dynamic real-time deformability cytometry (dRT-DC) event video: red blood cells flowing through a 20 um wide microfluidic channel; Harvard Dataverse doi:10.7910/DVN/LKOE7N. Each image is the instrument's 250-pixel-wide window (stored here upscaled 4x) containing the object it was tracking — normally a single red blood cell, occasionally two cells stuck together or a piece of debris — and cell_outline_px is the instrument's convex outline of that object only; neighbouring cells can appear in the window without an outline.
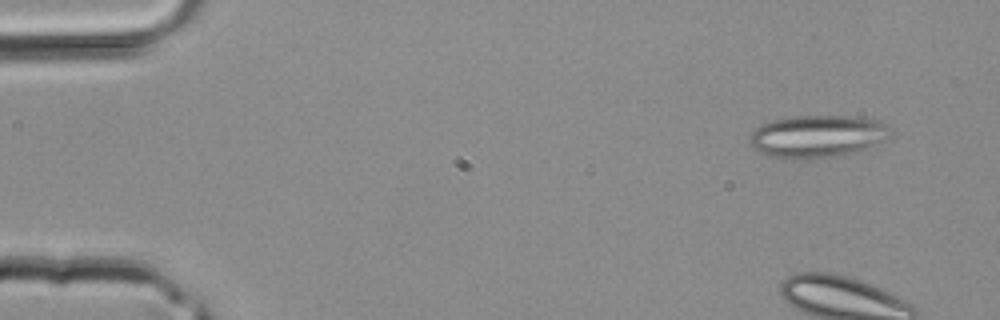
{"species": "common noctule bat (a hibernating species)", "species_latin": "Nyctalus noctula", "temperature_condition": "room temperature", "stored_images_in_passage": 2, "camera_frame_rate_fps": 3000, "um_per_image_px": 0.085, "animal": {"sex": "male", "body_mass_g": 20.4}, "frame": {"image": 1, "passage_image": 1, "time_ms": 0.0, "image_size_px": [1000, 320], "cell_outline_px": [[888, 136], [884, 140], [856, 152], [832, 156], [768, 156], [752, 148], [748, 144], [748, 140], [752, 132], [760, 124], [776, 120], [796, 116], [852, 116], [876, 120], [888, 124]], "centroid_in_image_um": [69.45, 11.54], "position_along_channel_um": 15.5, "area_um2": 33.7}}